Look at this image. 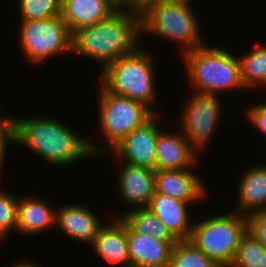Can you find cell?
I'll return each mask as SVG.
<instances>
[{"label": "cell", "mask_w": 266, "mask_h": 267, "mask_svg": "<svg viewBox=\"0 0 266 267\" xmlns=\"http://www.w3.org/2000/svg\"><path fill=\"white\" fill-rule=\"evenodd\" d=\"M142 42L138 5L122 4L110 16L95 25L72 34L71 54L99 63L100 71Z\"/></svg>", "instance_id": "1"}, {"label": "cell", "mask_w": 266, "mask_h": 267, "mask_svg": "<svg viewBox=\"0 0 266 267\" xmlns=\"http://www.w3.org/2000/svg\"><path fill=\"white\" fill-rule=\"evenodd\" d=\"M44 116H13L14 145L28 148L59 169L93 157L88 138L77 134L67 124L61 123L60 119Z\"/></svg>", "instance_id": "2"}, {"label": "cell", "mask_w": 266, "mask_h": 267, "mask_svg": "<svg viewBox=\"0 0 266 267\" xmlns=\"http://www.w3.org/2000/svg\"><path fill=\"white\" fill-rule=\"evenodd\" d=\"M180 56L185 63L189 87L194 91L217 95L229 91L239 100L243 91H247L241 80L239 58L230 51L203 44Z\"/></svg>", "instance_id": "3"}, {"label": "cell", "mask_w": 266, "mask_h": 267, "mask_svg": "<svg viewBox=\"0 0 266 267\" xmlns=\"http://www.w3.org/2000/svg\"><path fill=\"white\" fill-rule=\"evenodd\" d=\"M191 3L169 0H144L139 5L141 39L152 34L181 45V54L206 44ZM179 43V44H178Z\"/></svg>", "instance_id": "4"}, {"label": "cell", "mask_w": 266, "mask_h": 267, "mask_svg": "<svg viewBox=\"0 0 266 267\" xmlns=\"http://www.w3.org/2000/svg\"><path fill=\"white\" fill-rule=\"evenodd\" d=\"M148 49L139 45L134 51L108 64L98 82L109 92L148 106L155 114L156 83L153 58Z\"/></svg>", "instance_id": "5"}, {"label": "cell", "mask_w": 266, "mask_h": 267, "mask_svg": "<svg viewBox=\"0 0 266 267\" xmlns=\"http://www.w3.org/2000/svg\"><path fill=\"white\" fill-rule=\"evenodd\" d=\"M98 93L100 133L106 140L103 145L105 147L99 143L96 145L91 139L88 140L90 153L96 158L108 153L133 129L144 125L155 115L148 106L127 97L115 95L101 84Z\"/></svg>", "instance_id": "6"}, {"label": "cell", "mask_w": 266, "mask_h": 267, "mask_svg": "<svg viewBox=\"0 0 266 267\" xmlns=\"http://www.w3.org/2000/svg\"><path fill=\"white\" fill-rule=\"evenodd\" d=\"M207 216L195 223L189 240L220 267H229L240 237L247 230V217L235 211Z\"/></svg>", "instance_id": "7"}, {"label": "cell", "mask_w": 266, "mask_h": 267, "mask_svg": "<svg viewBox=\"0 0 266 267\" xmlns=\"http://www.w3.org/2000/svg\"><path fill=\"white\" fill-rule=\"evenodd\" d=\"M18 37L24 57L33 65L71 54L72 35L61 15L43 20H20Z\"/></svg>", "instance_id": "8"}, {"label": "cell", "mask_w": 266, "mask_h": 267, "mask_svg": "<svg viewBox=\"0 0 266 267\" xmlns=\"http://www.w3.org/2000/svg\"><path fill=\"white\" fill-rule=\"evenodd\" d=\"M219 95L206 92L193 91L191 96L182 105L179 114L182 134L187 138L192 149L198 152L205 151L213 140L220 117L222 105ZM207 145V146H206Z\"/></svg>", "instance_id": "9"}, {"label": "cell", "mask_w": 266, "mask_h": 267, "mask_svg": "<svg viewBox=\"0 0 266 267\" xmlns=\"http://www.w3.org/2000/svg\"><path fill=\"white\" fill-rule=\"evenodd\" d=\"M155 114L144 125L133 129L108 153L102 155L113 160L155 170L156 140L161 129Z\"/></svg>", "instance_id": "10"}, {"label": "cell", "mask_w": 266, "mask_h": 267, "mask_svg": "<svg viewBox=\"0 0 266 267\" xmlns=\"http://www.w3.org/2000/svg\"><path fill=\"white\" fill-rule=\"evenodd\" d=\"M194 168L181 170H155V192L186 202L190 206L200 203L208 195L207 185ZM201 178V179H200ZM192 204V205H191Z\"/></svg>", "instance_id": "11"}, {"label": "cell", "mask_w": 266, "mask_h": 267, "mask_svg": "<svg viewBox=\"0 0 266 267\" xmlns=\"http://www.w3.org/2000/svg\"><path fill=\"white\" fill-rule=\"evenodd\" d=\"M100 219L87 205L63 204L56 208L55 228L74 241L91 244L103 225Z\"/></svg>", "instance_id": "12"}, {"label": "cell", "mask_w": 266, "mask_h": 267, "mask_svg": "<svg viewBox=\"0 0 266 267\" xmlns=\"http://www.w3.org/2000/svg\"><path fill=\"white\" fill-rule=\"evenodd\" d=\"M120 172L117 175V191L124 204L132 209L147 208L155 192V170L120 162ZM122 197V198H121Z\"/></svg>", "instance_id": "13"}, {"label": "cell", "mask_w": 266, "mask_h": 267, "mask_svg": "<svg viewBox=\"0 0 266 267\" xmlns=\"http://www.w3.org/2000/svg\"><path fill=\"white\" fill-rule=\"evenodd\" d=\"M199 156L180 130L159 132L156 140L155 170L194 168L199 163Z\"/></svg>", "instance_id": "14"}, {"label": "cell", "mask_w": 266, "mask_h": 267, "mask_svg": "<svg viewBox=\"0 0 266 267\" xmlns=\"http://www.w3.org/2000/svg\"><path fill=\"white\" fill-rule=\"evenodd\" d=\"M108 223L101 226L91 248L106 264L130 267L127 225L117 215Z\"/></svg>", "instance_id": "15"}, {"label": "cell", "mask_w": 266, "mask_h": 267, "mask_svg": "<svg viewBox=\"0 0 266 267\" xmlns=\"http://www.w3.org/2000/svg\"><path fill=\"white\" fill-rule=\"evenodd\" d=\"M122 5V0H64L61 16L71 35L110 16Z\"/></svg>", "instance_id": "16"}, {"label": "cell", "mask_w": 266, "mask_h": 267, "mask_svg": "<svg viewBox=\"0 0 266 267\" xmlns=\"http://www.w3.org/2000/svg\"><path fill=\"white\" fill-rule=\"evenodd\" d=\"M241 174L233 210L246 217L266 212V164L248 166Z\"/></svg>", "instance_id": "17"}, {"label": "cell", "mask_w": 266, "mask_h": 267, "mask_svg": "<svg viewBox=\"0 0 266 267\" xmlns=\"http://www.w3.org/2000/svg\"><path fill=\"white\" fill-rule=\"evenodd\" d=\"M38 195H21L17 201L16 231L31 237L55 228L56 207Z\"/></svg>", "instance_id": "18"}, {"label": "cell", "mask_w": 266, "mask_h": 267, "mask_svg": "<svg viewBox=\"0 0 266 267\" xmlns=\"http://www.w3.org/2000/svg\"><path fill=\"white\" fill-rule=\"evenodd\" d=\"M127 240L130 267H169L171 252L177 243L135 233L128 226Z\"/></svg>", "instance_id": "19"}, {"label": "cell", "mask_w": 266, "mask_h": 267, "mask_svg": "<svg viewBox=\"0 0 266 267\" xmlns=\"http://www.w3.org/2000/svg\"><path fill=\"white\" fill-rule=\"evenodd\" d=\"M188 203L154 193L147 208L167 227L177 240H189L192 219Z\"/></svg>", "instance_id": "20"}, {"label": "cell", "mask_w": 266, "mask_h": 267, "mask_svg": "<svg viewBox=\"0 0 266 267\" xmlns=\"http://www.w3.org/2000/svg\"><path fill=\"white\" fill-rule=\"evenodd\" d=\"M118 217L135 233L150 235L163 242L178 241L148 208L128 209Z\"/></svg>", "instance_id": "21"}, {"label": "cell", "mask_w": 266, "mask_h": 267, "mask_svg": "<svg viewBox=\"0 0 266 267\" xmlns=\"http://www.w3.org/2000/svg\"><path fill=\"white\" fill-rule=\"evenodd\" d=\"M240 61L241 80L246 90H254L259 86L266 87V44L238 55Z\"/></svg>", "instance_id": "22"}, {"label": "cell", "mask_w": 266, "mask_h": 267, "mask_svg": "<svg viewBox=\"0 0 266 267\" xmlns=\"http://www.w3.org/2000/svg\"><path fill=\"white\" fill-rule=\"evenodd\" d=\"M229 267H266V248L246 230Z\"/></svg>", "instance_id": "23"}, {"label": "cell", "mask_w": 266, "mask_h": 267, "mask_svg": "<svg viewBox=\"0 0 266 267\" xmlns=\"http://www.w3.org/2000/svg\"><path fill=\"white\" fill-rule=\"evenodd\" d=\"M169 267H220L190 240H178L173 246Z\"/></svg>", "instance_id": "24"}, {"label": "cell", "mask_w": 266, "mask_h": 267, "mask_svg": "<svg viewBox=\"0 0 266 267\" xmlns=\"http://www.w3.org/2000/svg\"><path fill=\"white\" fill-rule=\"evenodd\" d=\"M20 20H43L61 15L59 0H17Z\"/></svg>", "instance_id": "25"}, {"label": "cell", "mask_w": 266, "mask_h": 267, "mask_svg": "<svg viewBox=\"0 0 266 267\" xmlns=\"http://www.w3.org/2000/svg\"><path fill=\"white\" fill-rule=\"evenodd\" d=\"M2 189V190H1ZM18 196L0 188V241L16 230ZM10 233V234H9Z\"/></svg>", "instance_id": "26"}, {"label": "cell", "mask_w": 266, "mask_h": 267, "mask_svg": "<svg viewBox=\"0 0 266 267\" xmlns=\"http://www.w3.org/2000/svg\"><path fill=\"white\" fill-rule=\"evenodd\" d=\"M15 144L14 140V119L7 113H1L0 110V179H2V170L4 168V158L6 156V147ZM3 166V167H2Z\"/></svg>", "instance_id": "27"}, {"label": "cell", "mask_w": 266, "mask_h": 267, "mask_svg": "<svg viewBox=\"0 0 266 267\" xmlns=\"http://www.w3.org/2000/svg\"><path fill=\"white\" fill-rule=\"evenodd\" d=\"M244 114L248 122L266 137V104L264 102L253 103L248 106Z\"/></svg>", "instance_id": "28"}, {"label": "cell", "mask_w": 266, "mask_h": 267, "mask_svg": "<svg viewBox=\"0 0 266 267\" xmlns=\"http://www.w3.org/2000/svg\"><path fill=\"white\" fill-rule=\"evenodd\" d=\"M247 230L266 248V212L249 215Z\"/></svg>", "instance_id": "29"}, {"label": "cell", "mask_w": 266, "mask_h": 267, "mask_svg": "<svg viewBox=\"0 0 266 267\" xmlns=\"http://www.w3.org/2000/svg\"><path fill=\"white\" fill-rule=\"evenodd\" d=\"M19 260L17 262L12 263L11 265H9V267H42L40 265H37L35 263V261L32 262V260H30V259H27V260L19 259Z\"/></svg>", "instance_id": "30"}, {"label": "cell", "mask_w": 266, "mask_h": 267, "mask_svg": "<svg viewBox=\"0 0 266 267\" xmlns=\"http://www.w3.org/2000/svg\"><path fill=\"white\" fill-rule=\"evenodd\" d=\"M144 0H122V4H134L139 5Z\"/></svg>", "instance_id": "31"}, {"label": "cell", "mask_w": 266, "mask_h": 267, "mask_svg": "<svg viewBox=\"0 0 266 267\" xmlns=\"http://www.w3.org/2000/svg\"><path fill=\"white\" fill-rule=\"evenodd\" d=\"M169 1H181V2L191 3V1H193V0H169Z\"/></svg>", "instance_id": "32"}]
</instances>
